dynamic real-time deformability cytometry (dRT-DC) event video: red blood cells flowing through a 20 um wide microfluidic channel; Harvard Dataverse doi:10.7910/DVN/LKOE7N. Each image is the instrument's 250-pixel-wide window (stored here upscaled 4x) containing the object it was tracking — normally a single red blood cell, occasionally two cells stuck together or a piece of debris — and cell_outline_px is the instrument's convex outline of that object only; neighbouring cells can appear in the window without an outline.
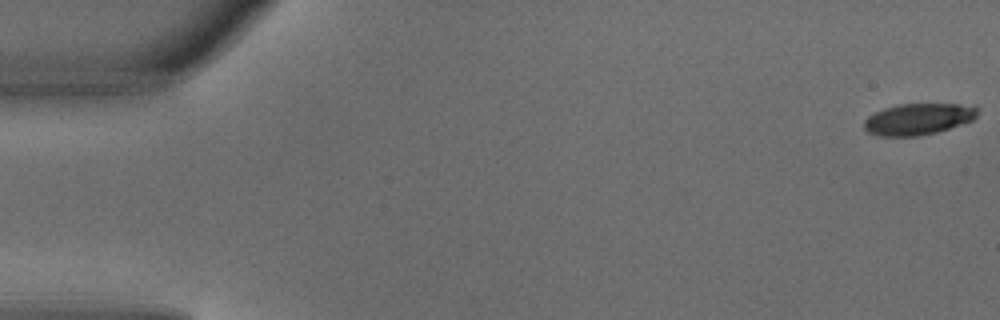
{"species": "common noctule bat (a hibernating species)", "species_latin": "Nyctalus noctula", "temperature_condition": "warm", "stored_images_in_passage": 5, "camera_frame_rate_fps": 3000, "um_per_image_px": 0.085, "animal": {"sex": "male", "body_mass_g": 18.8}, "frame": {"image": 1, "passage_image": 1, "time_ms": 0.0, "image_size_px": [1000, 320], "cell_outline_px": [[980, 108], [976, 116], [972, 120], [964, 124], [936, 132], [920, 136], [880, 136], [868, 132], [864, 128], [864, 120], [868, 116], [884, 108], [896, 104], [976, 104]], "centroid_in_image_um": [78.1, 10.11], "position_along_channel_um": 6.9, "area_um2": 21.04}}
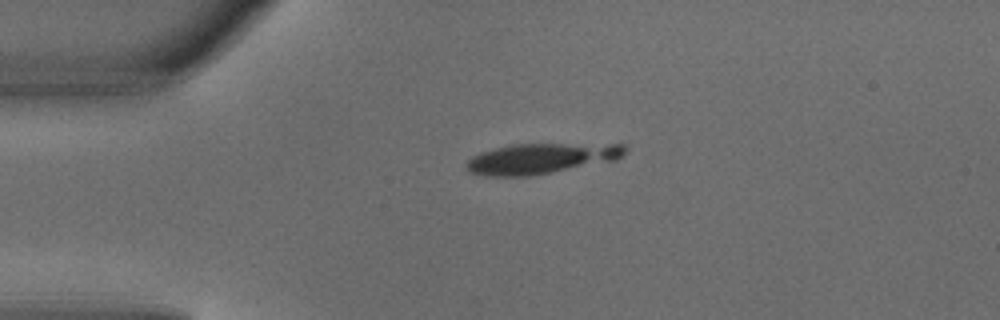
{"frame": {"image": 2, "passage_image": 4, "time_ms": 1.0, "image_size_px": [1000, 320], "cell_outline_px": [[628, 148], [624, 156], [616, 160], [532, 176], [484, 176], [468, 172], [464, 164], [472, 156], [480, 152], [512, 144], [628, 144]], "centroid_in_image_um": [46.0, 13.47], "position_along_channel_um": 39.0, "area_um2": 28.44}}